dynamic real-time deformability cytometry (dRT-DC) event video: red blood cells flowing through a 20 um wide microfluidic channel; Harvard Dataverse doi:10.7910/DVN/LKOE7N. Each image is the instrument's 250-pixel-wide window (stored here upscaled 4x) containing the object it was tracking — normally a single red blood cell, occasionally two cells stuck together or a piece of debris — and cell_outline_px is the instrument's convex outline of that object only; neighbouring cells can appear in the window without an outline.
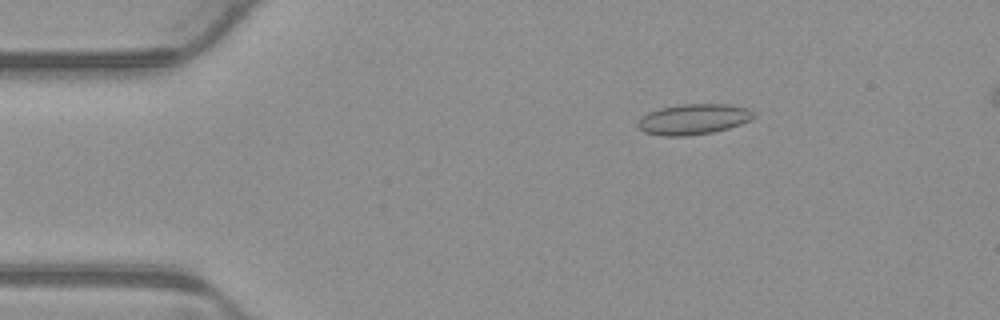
{"species": "common noctule bat (a hibernating species)", "species_latin": "Nyctalus noctula", "temperature_condition": "warm", "stored_images_in_passage": 5, "camera_frame_rate_fps": 3000, "um_per_image_px": 0.085, "animal": {"sex": "male", "body_mass_g": 23.1, "forearm_length_mm": 52.7}, "frame": {"image": 1, "passage_image": 3, "time_ms": 0.667, "image_size_px": [1000, 320], "cell_outline_px": [[756, 116], [740, 124], [728, 128], [712, 132], [688, 136], [660, 136], [644, 132], [636, 124], [648, 112], [660, 108], [684, 104], [728, 104], [748, 108]], "centroid_in_image_um": [58.93, 10.14], "position_along_channel_um": 26.1, "area_um2": 20.46}}
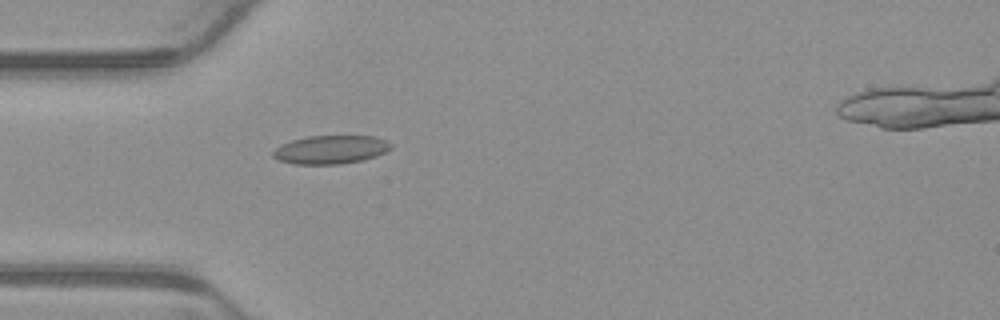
{"frame": {"image": 2, "passage_image": 5, "time_ms": 1.333, "image_size_px": [1000, 320], "cell_outline_px": [[392, 148], [376, 156], [364, 160], [340, 164], [292, 164], [280, 160], [272, 156], [272, 152], [280, 144], [292, 140], [308, 136], [376, 136], [388, 140], [392, 144]], "centroid_in_image_um": [28.13, 12.71], "position_along_channel_um": 56.9, "area_um2": 19.71}}